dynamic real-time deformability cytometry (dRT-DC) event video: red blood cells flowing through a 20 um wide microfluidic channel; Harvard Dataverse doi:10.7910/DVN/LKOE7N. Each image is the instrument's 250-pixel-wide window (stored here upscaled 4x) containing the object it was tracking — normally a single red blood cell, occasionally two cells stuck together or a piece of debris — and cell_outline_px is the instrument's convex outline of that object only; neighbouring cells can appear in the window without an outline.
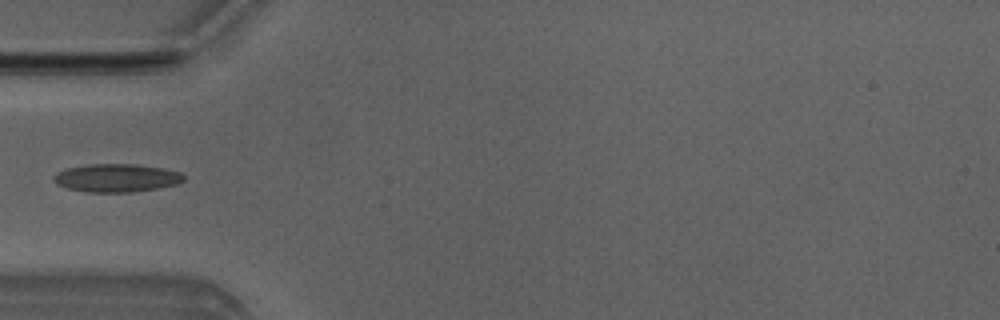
{"species": "Egyptian fruit bat (a non-hibernating species)", "species_latin": "Rousettus aegyptiacus", "temperature_condition": "room temperature", "stored_images_in_passage": 4, "camera_frame_rate_fps": 3000, "um_per_image_px": 0.085, "animal": {"sex": "male"}, "frame": {"image": 1, "passage_image": 4, "time_ms": 4.333, "image_size_px": [1000, 320], "cell_outline_px": [[184, 180], [176, 184], [160, 188], [132, 192], [84, 192], [68, 188], [56, 184], [52, 180], [52, 176], [56, 172], [68, 168], [88, 164], [136, 164], [164, 168], [180, 172], [184, 176]], "centroid_in_image_um": [9.88, 15.12], "position_along_channel_um": 75.1, "area_um2": 21.5}}